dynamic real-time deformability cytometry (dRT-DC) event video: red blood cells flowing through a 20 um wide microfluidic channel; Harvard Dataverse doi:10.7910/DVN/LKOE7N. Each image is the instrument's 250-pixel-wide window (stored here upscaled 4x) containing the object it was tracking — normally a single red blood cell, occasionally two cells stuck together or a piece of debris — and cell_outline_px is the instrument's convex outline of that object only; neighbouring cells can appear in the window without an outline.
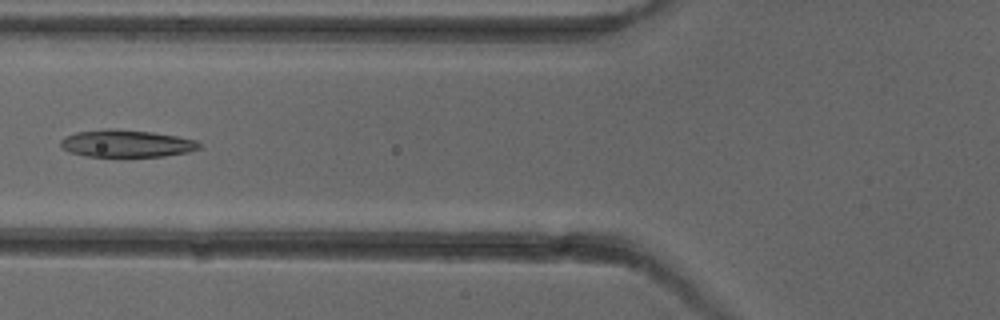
{"species": "common noctule bat (a hibernating species)", "species_latin": "Nyctalus noctula", "temperature_condition": "cold", "stored_images_in_passage": 6, "camera_frame_rate_fps": 3000, "um_per_image_px": 0.085, "animal": {"sex": "female"}, "frame": {"image": 1, "passage_image": 5, "time_ms": 5.0, "image_size_px": [1000, 320], "cell_outline_px": [[204, 144], [200, 148], [188, 152], [164, 156], [88, 156], [72, 152], [64, 148], [60, 144], [60, 140], [64, 136], [76, 132], [108, 128], [112, 128], [152, 132], [176, 136], [196, 140]], "centroid_in_image_um": [10.78, 12.18], "position_along_channel_um": 115.0, "area_um2": 21.96}}
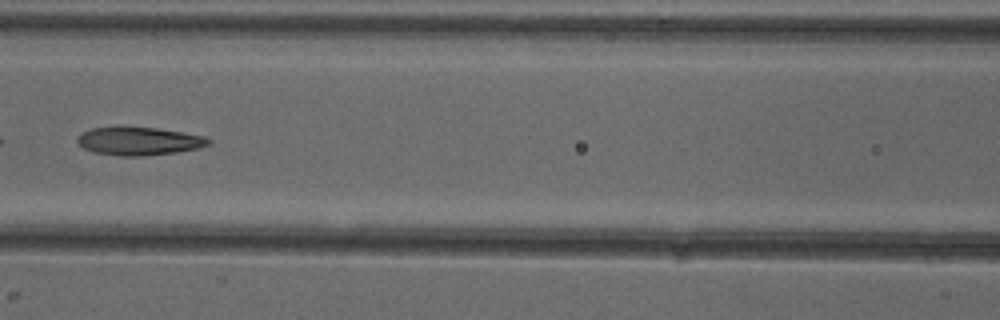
{"frame": {"image": 2, "passage_image": 6, "time_ms": 6.0, "image_size_px": [1000, 320], "cell_outline_px": [[212, 144], [196, 148], [176, 152], [144, 156], [116, 156], [92, 152], [84, 148], [76, 140], [84, 132], [92, 128], [156, 128], [204, 136], [212, 140]], "centroid_in_image_um": [11.84, 12.02], "position_along_channel_um": 154.8, "area_um2": 21.1}}